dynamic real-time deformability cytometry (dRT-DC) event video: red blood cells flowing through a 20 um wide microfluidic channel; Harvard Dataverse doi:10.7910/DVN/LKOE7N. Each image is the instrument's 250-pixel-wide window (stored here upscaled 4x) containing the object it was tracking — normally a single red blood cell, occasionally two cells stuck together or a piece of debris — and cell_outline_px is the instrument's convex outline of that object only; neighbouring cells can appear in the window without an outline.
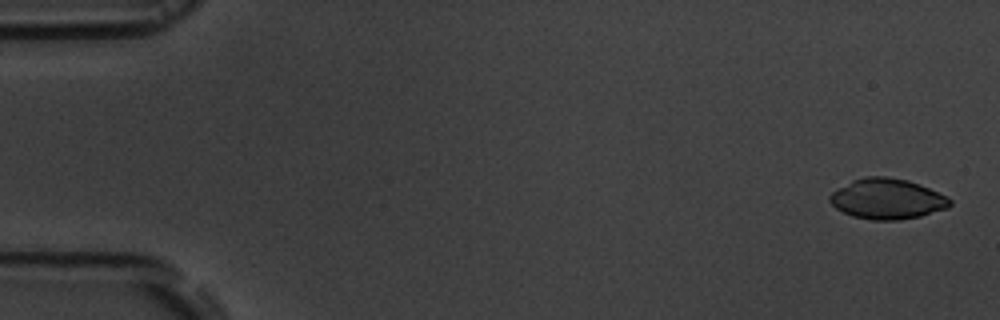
{"species": "common noctule bat (a hibernating species)", "species_latin": "Nyctalus noctula", "temperature_condition": "room temperature", "stored_images_in_passage": 4, "camera_frame_rate_fps": 3000, "um_per_image_px": 0.085, "animal": {"sex": "male", "body_mass_g": 19.5, "forearm_length_mm": 54.6}, "frame": {"image": 1, "passage_image": 1, "time_ms": 0.0, "image_size_px": [1000, 320], "cell_outline_px": [[952, 204], [948, 208], [920, 216], [900, 220], [872, 220], [852, 216], [836, 208], [828, 200], [828, 196], [832, 192], [852, 180], [864, 176], [888, 176], [908, 180], [948, 196], [952, 200]], "centroid_in_image_um": [75.42, 16.9], "position_along_channel_um": 9.6, "area_um2": 28.44}}
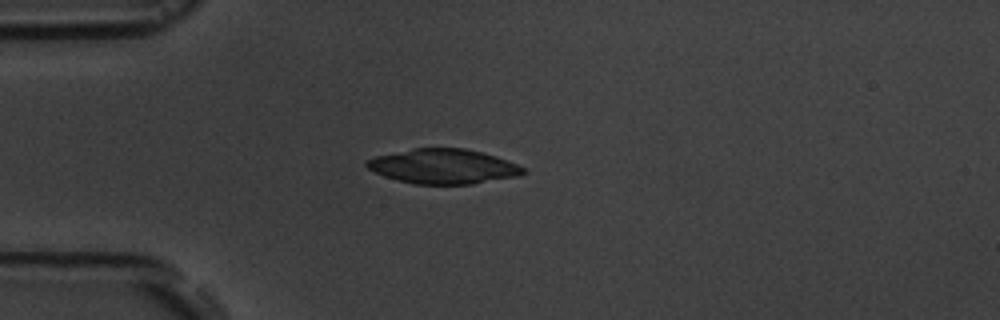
{"frame": {"image": 2, "passage_image": 4, "time_ms": 4.333, "image_size_px": [1000, 320], "cell_outline_px": [[528, 172], [516, 176], [472, 184], [416, 184], [384, 176], [368, 168], [364, 164], [364, 160], [376, 156], [412, 148], [464, 148], [496, 156], [516, 164], [524, 168]], "centroid_in_image_um": [37.66, 14.14], "position_along_channel_um": 47.3, "area_um2": 31.44}}